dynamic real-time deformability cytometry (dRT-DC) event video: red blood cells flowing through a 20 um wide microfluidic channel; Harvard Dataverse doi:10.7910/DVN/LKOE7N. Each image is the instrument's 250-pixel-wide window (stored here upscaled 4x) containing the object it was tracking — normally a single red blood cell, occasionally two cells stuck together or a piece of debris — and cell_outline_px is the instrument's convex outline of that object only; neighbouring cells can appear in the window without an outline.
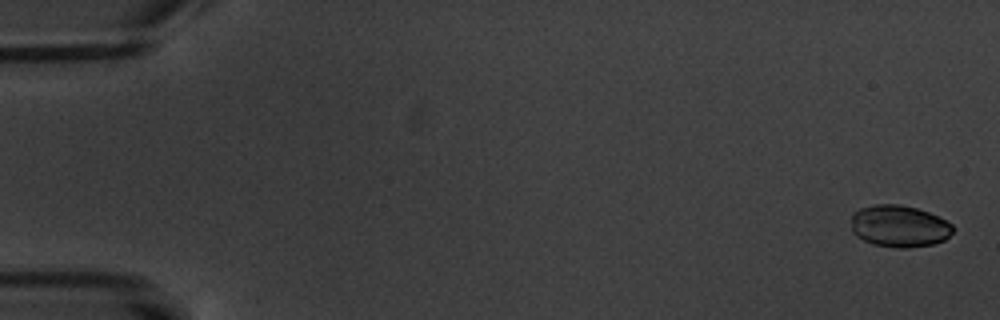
{"species": "common noctule bat (a hibernating species)", "species_latin": "Nyctalus noctula", "temperature_condition": "warm", "stored_images_in_passage": 10, "camera_frame_rate_fps": 3000, "um_per_image_px": 0.085, "animal": {"sex": "male", "body_mass_g": 20.1, "forearm_length_mm": 53.5}, "frame": {"image": 1, "passage_image": 1, "time_ms": 0.0, "image_size_px": [1000, 320], "cell_outline_px": [[952, 232], [944, 240], [932, 244], [908, 248], [896, 248], [872, 244], [856, 236], [852, 232], [852, 212], [860, 208], [872, 204], [900, 204], [916, 208], [928, 212], [952, 224]], "centroid_in_image_um": [76.39, 19.22], "position_along_channel_um": 8.6, "area_um2": 24.85}}
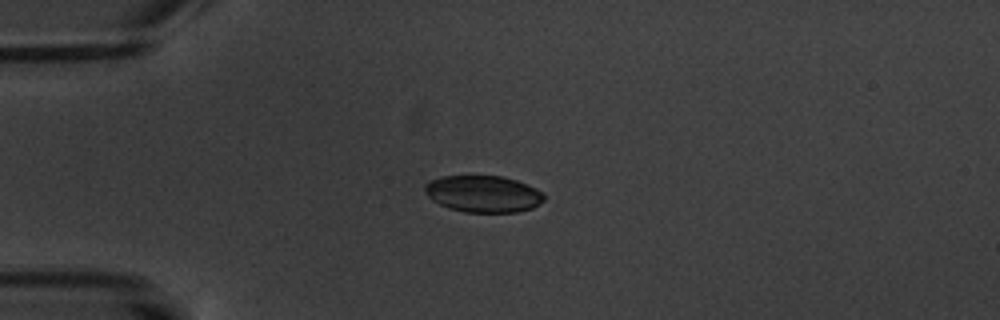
{"frame": {"image": 2, "passage_image": 5, "time_ms": 4.667, "image_size_px": [1000, 320], "cell_outline_px": [[544, 200], [532, 208], [516, 212], [464, 212], [448, 208], [432, 200], [428, 196], [424, 188], [424, 184], [432, 180], [444, 176], [504, 176], [528, 184], [544, 192]], "centroid_in_image_um": [41.09, 16.48], "position_along_channel_um": 43.9, "area_um2": 25.55}}